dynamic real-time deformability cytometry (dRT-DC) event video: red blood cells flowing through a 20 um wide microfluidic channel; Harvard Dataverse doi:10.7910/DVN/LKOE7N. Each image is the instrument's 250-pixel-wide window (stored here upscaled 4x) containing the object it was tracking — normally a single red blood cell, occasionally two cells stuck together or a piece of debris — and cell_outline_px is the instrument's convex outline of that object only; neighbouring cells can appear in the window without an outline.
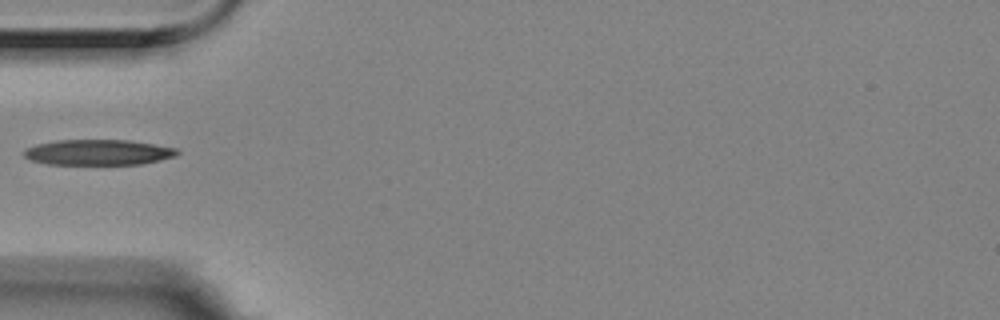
{"species": "Egyptian fruit bat (a non-hibernating species)", "species_latin": "Rousettus aegyptiacus", "temperature_condition": "room temperature", "stored_images_in_passage": 1, "camera_frame_rate_fps": 3000, "um_per_image_px": 0.085, "animal": {"sex": "female"}, "frame": {"image": 1, "passage_image": 1, "time_ms": 0.0, "image_size_px": [1000, 320], "cell_outline_px": [[180, 152], [176, 156], [140, 164], [48, 164], [28, 160], [24, 156], [24, 148], [36, 144], [56, 140], [128, 140], [176, 148]], "centroid_in_image_um": [8.29, 12.94], "position_along_channel_um": 76.7, "area_um2": 22.77}}